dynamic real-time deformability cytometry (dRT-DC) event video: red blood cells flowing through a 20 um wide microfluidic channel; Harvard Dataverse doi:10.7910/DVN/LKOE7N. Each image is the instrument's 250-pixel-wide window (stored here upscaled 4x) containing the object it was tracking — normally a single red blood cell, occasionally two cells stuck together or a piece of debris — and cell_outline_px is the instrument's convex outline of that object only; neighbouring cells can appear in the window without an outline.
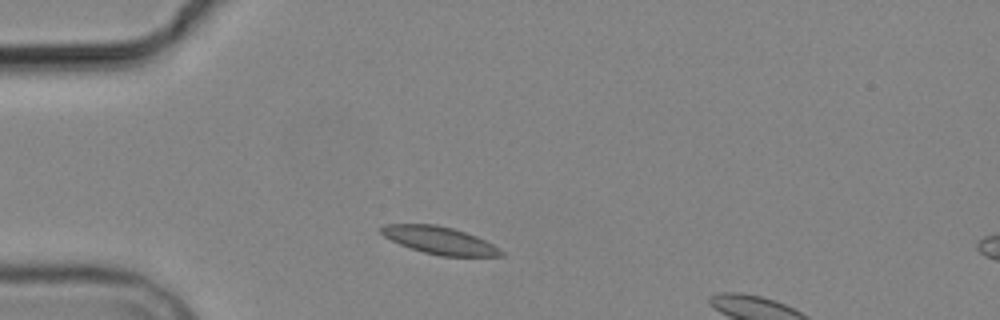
{"species": "common noctule bat (a hibernating species)", "species_latin": "Nyctalus noctula", "temperature_condition": "cold", "stored_images_in_passage": 2, "camera_frame_rate_fps": 3000, "um_per_image_px": 0.085, "animal": {"sex": "male", "body_mass_g": 19.2, "forearm_length_mm": 51.8}, "frame": {"image": 1, "passage_image": 1, "time_ms": 0.0, "image_size_px": [1000, 320], "cell_outline_px": [[504, 256], [440, 256], [424, 252], [400, 244], [384, 236], [380, 232], [380, 228], [384, 224], [436, 224], [452, 228], [476, 236], [500, 248], [504, 252]], "centroid_in_image_um": [37.37, 20.43], "position_along_channel_um": 47.6, "area_um2": 19.02}}